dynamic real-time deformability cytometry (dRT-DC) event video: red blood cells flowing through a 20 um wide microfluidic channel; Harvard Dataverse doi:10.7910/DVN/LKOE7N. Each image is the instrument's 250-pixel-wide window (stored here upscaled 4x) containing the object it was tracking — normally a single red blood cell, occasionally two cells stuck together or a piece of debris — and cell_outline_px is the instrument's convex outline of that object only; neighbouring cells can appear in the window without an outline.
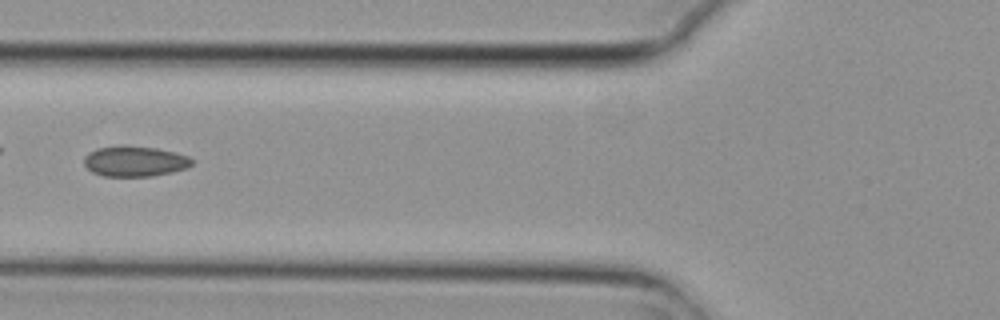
{"species": "common noctule bat (a hibernating species)", "species_latin": "Nyctalus noctula", "temperature_condition": "cold", "stored_images_in_passage": 2, "camera_frame_rate_fps": 3000, "um_per_image_px": 0.085, "animal": {"sex": "female", "body_mass_g": 29.2, "forearm_length_mm": 56.3}, "frame": {"image": 1, "passage_image": 2, "time_ms": 0.333, "image_size_px": [1000, 320], "cell_outline_px": [[192, 164], [188, 168], [172, 172], [152, 176], [104, 176], [92, 172], [84, 164], [84, 156], [88, 152], [96, 148], [120, 144], [124, 144], [156, 148], [176, 152], [188, 156], [192, 160]], "centroid_in_image_um": [11.44, 13.69], "position_along_channel_um": 114.4, "area_um2": 19.48}}